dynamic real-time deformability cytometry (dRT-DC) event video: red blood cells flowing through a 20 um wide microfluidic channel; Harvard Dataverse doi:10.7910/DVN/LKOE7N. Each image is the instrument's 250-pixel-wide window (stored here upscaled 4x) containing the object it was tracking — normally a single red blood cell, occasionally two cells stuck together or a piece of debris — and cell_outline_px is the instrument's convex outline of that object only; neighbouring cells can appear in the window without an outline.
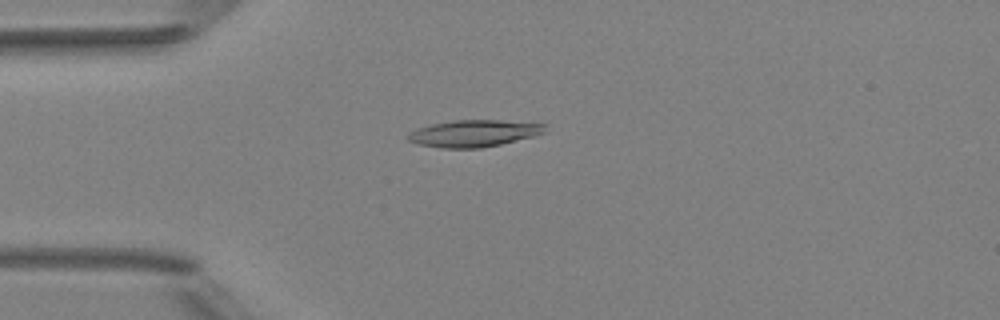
{"species": "Egyptian fruit bat (a non-hibernating species)", "species_latin": "Rousettus aegyptiacus", "temperature_condition": "room temperature", "stored_images_in_passage": 6, "camera_frame_rate_fps": 3000, "um_per_image_px": 0.085, "animal": {"sex": "female"}, "frame": {"image": 1, "passage_image": 4, "time_ms": 3.667, "image_size_px": [1000, 320], "cell_outline_px": [[548, 124], [544, 132], [532, 136], [500, 144], [480, 148], [440, 148], [420, 144], [408, 140], [408, 136], [416, 128], [432, 124], [452, 120], [500, 120]], "centroid_in_image_um": [40.29, 11.33], "position_along_channel_um": 44.7, "area_um2": 21.21}}
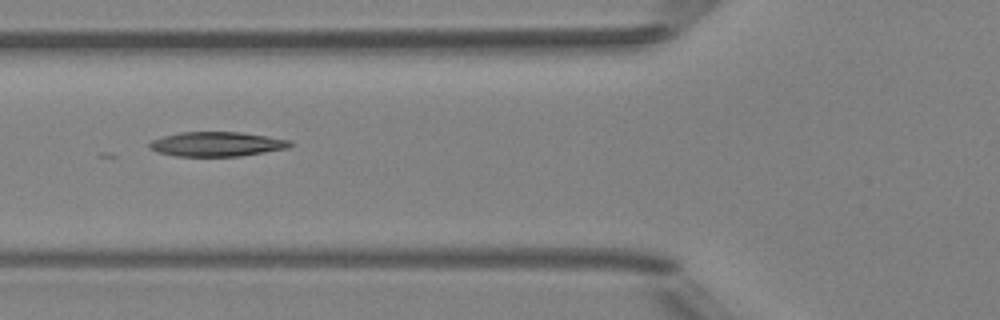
{"frame": {"image": 2, "passage_image": 6, "time_ms": 5.667, "image_size_px": [1000, 320], "cell_outline_px": [[292, 144], [288, 148], [240, 156], [176, 156], [156, 152], [148, 148], [148, 144], [152, 140], [164, 136], [180, 132], [240, 132], [268, 136], [292, 140]], "centroid_in_image_um": [18.42, 12.25], "position_along_channel_um": 107.4, "area_um2": 20.17}}